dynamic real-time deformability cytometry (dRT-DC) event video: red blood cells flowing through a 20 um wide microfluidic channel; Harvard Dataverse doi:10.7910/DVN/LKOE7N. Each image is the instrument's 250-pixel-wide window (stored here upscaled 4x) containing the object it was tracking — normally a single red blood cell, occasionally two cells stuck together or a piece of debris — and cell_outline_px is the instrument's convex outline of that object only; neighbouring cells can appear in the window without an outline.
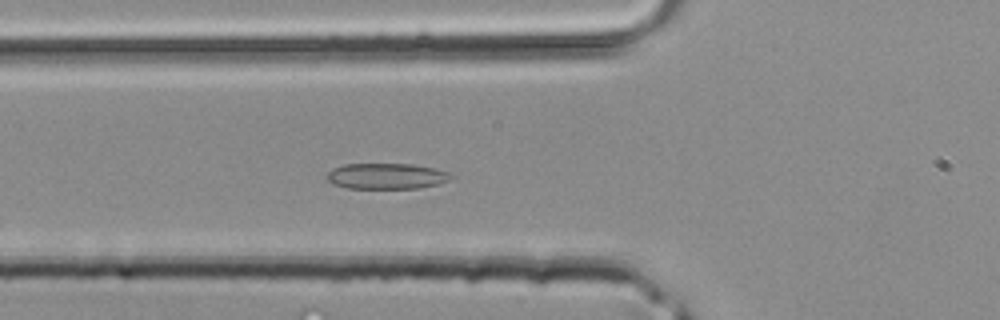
{"species": "common noctule bat (a hibernating species)", "species_latin": "Nyctalus noctula", "temperature_condition": "room temperature", "stored_images_in_passage": 39, "camera_frame_rate_fps": 3000, "um_per_image_px": 0.085, "animal": {"sex": "male", "body_mass_g": 20.4}, "frame": {"image": 1, "passage_image": 14, "time_ms": 4.333, "image_size_px": [1000, 320], "cell_outline_px": [[456, 176], [448, 180], [436, 184], [420, 188], [348, 188], [336, 184], [328, 180], [328, 172], [332, 168], [344, 164], [412, 164], [436, 168], [448, 172]], "centroid_in_image_um": [32.89, 14.96], "position_along_channel_um": 92.9, "area_um2": 18.55}}
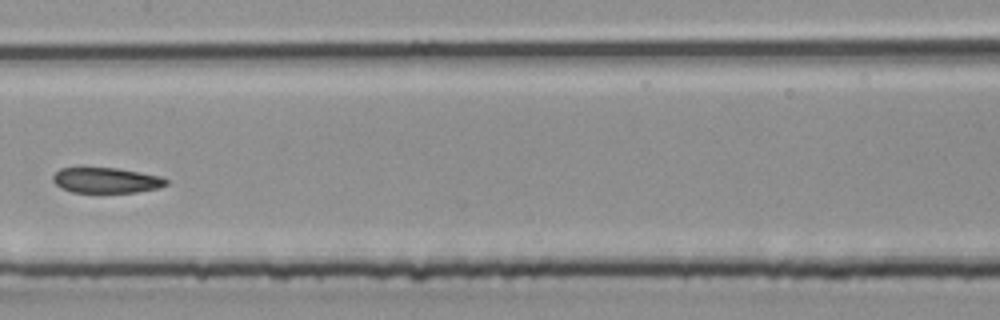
{"frame": {"image": 2, "passage_image": 20, "time_ms": 6.333, "image_size_px": [1000, 320], "cell_outline_px": [[168, 184], [160, 188], [136, 192], [72, 192], [60, 188], [52, 180], [52, 176], [60, 168], [116, 168], [160, 176], [168, 180]], "centroid_in_image_um": [9.03, 15.33], "position_along_channel_um": 198.4, "area_um2": 16.7}}
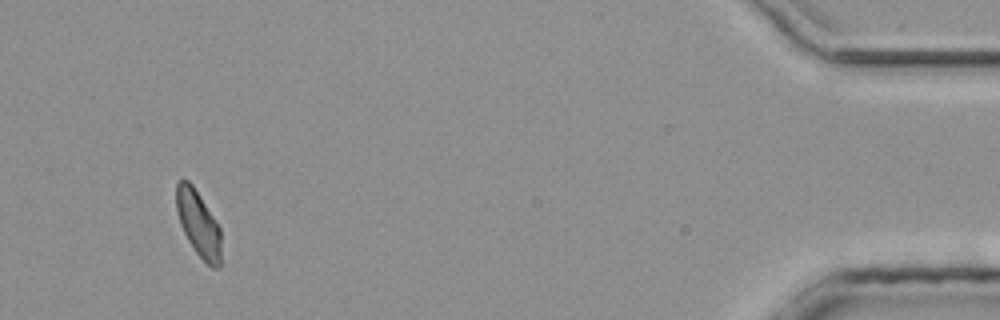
{"frame": {"image": 3, "passage_image": 37, "time_ms": 12.0, "image_size_px": [1000, 320], "cell_outline_px": [[220, 264], [216, 268], [212, 268], [196, 252], [188, 240], [180, 224], [176, 208], [176, 184], [180, 180], [188, 180], [192, 184], [220, 228]], "centroid_in_image_um": [16.84, 19.0], "position_along_channel_um": 418.4, "area_um2": 16.76}}